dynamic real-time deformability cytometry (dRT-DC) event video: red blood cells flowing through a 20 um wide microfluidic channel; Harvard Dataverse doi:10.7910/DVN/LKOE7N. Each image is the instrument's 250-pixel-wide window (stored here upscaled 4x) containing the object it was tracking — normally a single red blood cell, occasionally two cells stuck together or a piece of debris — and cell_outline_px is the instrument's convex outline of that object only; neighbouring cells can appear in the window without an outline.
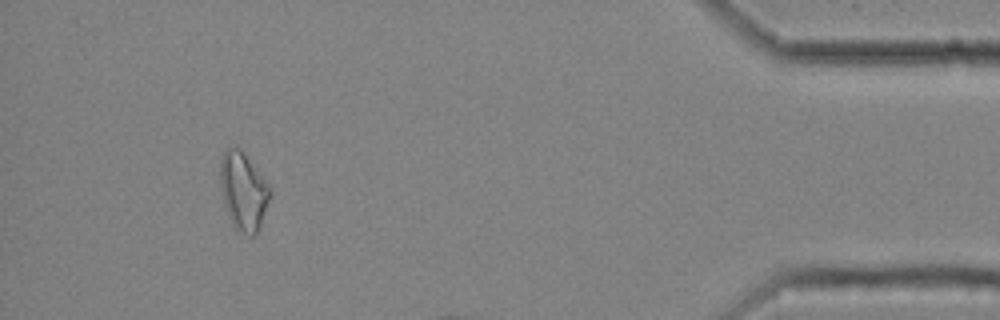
{"species": "common noctule bat (a hibernating species)", "species_latin": "Nyctalus noctula", "temperature_condition": "cold", "stored_images_in_passage": 44, "camera_frame_rate_fps": 3000, "um_per_image_px": 0.085, "animal": {"sex": "female", "body_mass_g": 25.1}, "frame": {"image": 1, "passage_image": 40, "time_ms": 13.0, "image_size_px": [1000, 320], "cell_outline_px": [[268, 200], [260, 228], [256, 236], [252, 236], [236, 228], [232, 224], [228, 216], [224, 204], [220, 188], [220, 160], [224, 152], [228, 148], [240, 148], [268, 184]], "centroid_in_image_um": [20.64, 16.27], "position_along_channel_um": 414.6, "area_um2": 22.08}}